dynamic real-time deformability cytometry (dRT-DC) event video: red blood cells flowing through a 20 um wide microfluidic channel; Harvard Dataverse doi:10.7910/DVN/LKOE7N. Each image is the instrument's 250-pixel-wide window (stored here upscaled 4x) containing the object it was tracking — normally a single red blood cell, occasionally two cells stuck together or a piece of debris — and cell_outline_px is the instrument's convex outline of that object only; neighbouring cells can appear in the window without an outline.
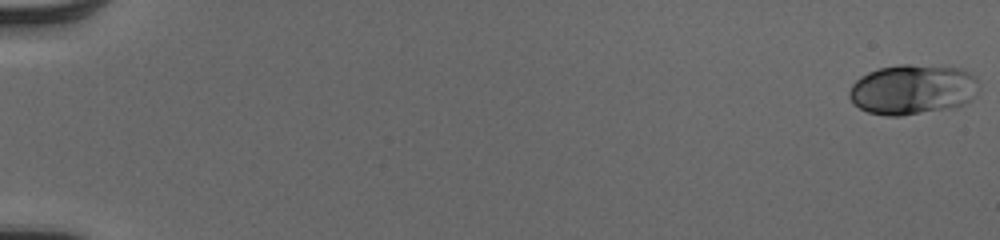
{"species": "human", "species_latin": "Homo sapiens", "temperature_condition": "cold", "stored_images_in_passage": 52, "camera_frame_rate_fps": 3000, "um_per_image_px": 0.085, "donor": {"sex": "male"}, "frame": {"image": 1, "passage_image": 1, "time_ms": 0.0, "image_size_px": [1000, 240], "cell_outline_px": [[976, 80], [968, 100], [964, 104], [956, 108], [900, 116], [888, 116], [868, 112], [860, 108], [848, 96], [848, 92], [852, 84], [860, 76], [868, 72], [880, 68], [900, 64], [908, 64], [960, 68], [968, 72]], "centroid_in_image_um": [77.49, 7.61], "position_along_channel_um": 7.5, "area_um2": 37.34}}
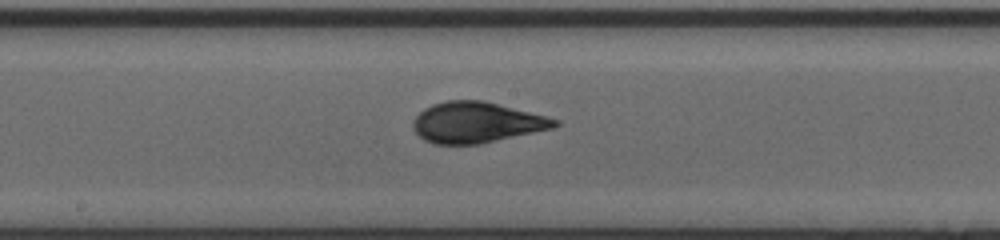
{"frame": {"image": 2, "passage_image": 30, "time_ms": 9.667, "image_size_px": [1000, 240], "cell_outline_px": [[560, 124], [552, 128], [480, 144], [436, 144], [424, 140], [412, 128], [412, 120], [424, 108], [432, 104], [444, 100], [484, 100], [548, 116], [560, 120]], "centroid_in_image_um": [40.5, 10.39], "position_along_channel_um": 207.7, "area_um2": 33.81}}
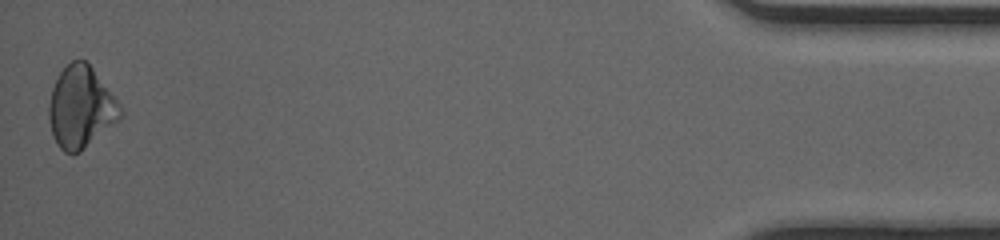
{"frame": {"image": 3, "passage_image": 52, "time_ms": 17.0, "image_size_px": [1000, 240], "cell_outline_px": [[124, 116], [120, 120], [80, 152], [72, 156], [64, 152], [60, 148], [52, 136], [48, 116], [48, 104], [52, 88], [60, 72], [72, 60], [84, 60], [92, 68], [116, 100], [124, 112]], "centroid_in_image_um": [6.86, 9.17], "position_along_channel_um": 428.3, "area_um2": 33.99}, "authors_computed_cell_mechanics": {"area_um2": 33.235, "velocity_mm_per_s": 4.1186, "shape_relaxation_time_tau1_ms": 5.3586, "shape_relaxation_time_tau2_ms": 0.8483, "deformation_change_tau1": 0.1542, "deformation_change_tau2": 0.0382}}